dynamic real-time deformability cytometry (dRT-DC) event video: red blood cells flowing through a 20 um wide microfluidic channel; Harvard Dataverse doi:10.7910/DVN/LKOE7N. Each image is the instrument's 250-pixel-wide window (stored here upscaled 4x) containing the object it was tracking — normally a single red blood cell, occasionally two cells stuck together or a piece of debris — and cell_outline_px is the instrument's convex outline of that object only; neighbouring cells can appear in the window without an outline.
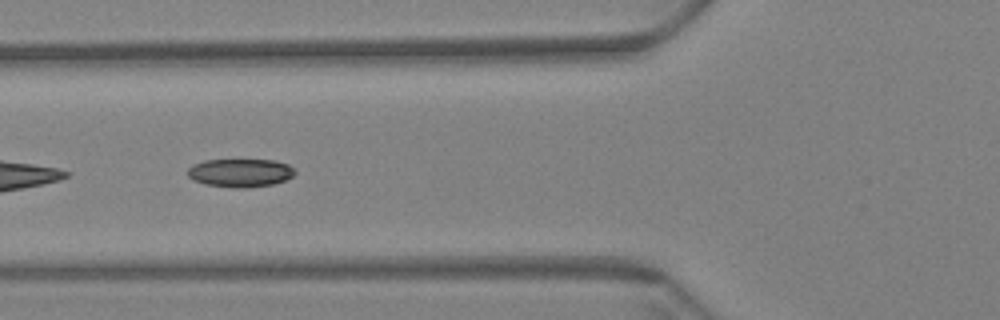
{"species": "Egyptian fruit bat (a non-hibernating species)", "species_latin": "Rousettus aegyptiacus", "temperature_condition": "warm", "stored_images_in_passage": 42, "camera_frame_rate_fps": 3000, "um_per_image_px": 0.085, "animal": {"sex": "female"}, "frame": {"image": 1, "passage_image": 5, "time_ms": 1.333, "image_size_px": [1000, 320], "cell_outline_px": [[296, 172], [292, 176], [284, 180], [272, 184], [244, 188], [236, 188], [204, 184], [192, 180], [188, 176], [188, 168], [192, 164], [204, 160], [272, 160], [288, 164], [296, 168]], "centroid_in_image_um": [20.41, 14.68], "position_along_channel_um": 105.4, "area_um2": 17.74}}
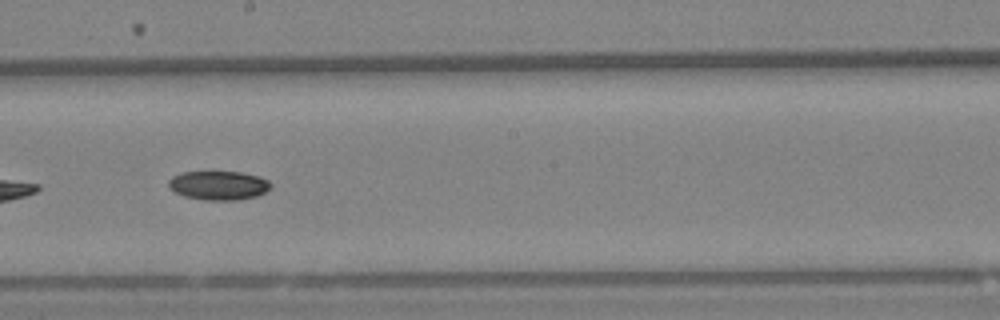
{"frame": {"image": 2, "passage_image": 16, "time_ms": 5.0, "image_size_px": [1000, 320], "cell_outline_px": [[272, 184], [264, 192], [256, 196], [240, 200], [204, 200], [184, 196], [168, 188], [168, 180], [172, 176], [184, 172], [240, 172], [256, 176], [268, 180]], "centroid_in_image_um": [18.54, 15.76], "position_along_channel_um": 229.7, "area_um2": 17.17}}
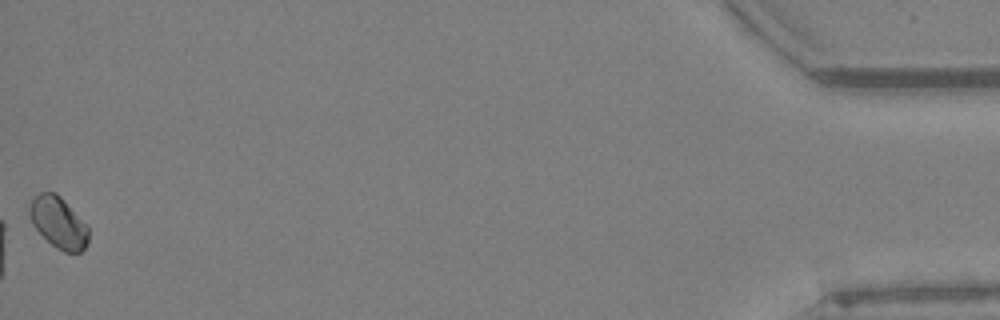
{"frame": {"image": 3, "passage_image": 42, "time_ms": 13.667, "image_size_px": [1000, 320], "cell_outline_px": [[88, 240], [84, 248], [80, 252], [64, 252], [56, 248], [32, 224], [28, 212], [28, 208], [32, 200], [40, 192], [56, 192], [88, 224]], "centroid_in_image_um": [4.98, 18.9], "position_along_channel_um": 430.2, "area_um2": 17.57}, "authors_computed_cell_mechanics": {"area_um2": 17.4267, "velocity_mm_per_s": 3.4025, "shape_relaxation_time_tau1_ms": 5.0781, "shape_relaxation_time_tau2_ms": null, "deformation_change_tau1": 0.0422, "deformation_change_tau2": null}}